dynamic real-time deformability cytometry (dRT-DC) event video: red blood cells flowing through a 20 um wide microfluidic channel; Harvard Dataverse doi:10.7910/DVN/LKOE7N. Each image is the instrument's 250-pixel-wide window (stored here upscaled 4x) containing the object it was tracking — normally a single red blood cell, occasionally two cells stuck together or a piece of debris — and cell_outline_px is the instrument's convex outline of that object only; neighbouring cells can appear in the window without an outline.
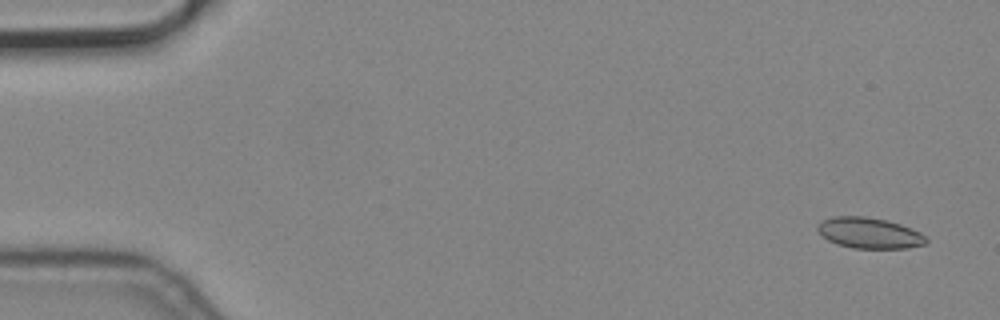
{"species": "common noctule bat (a hibernating species)", "species_latin": "Nyctalus noctula", "temperature_condition": "cold", "stored_images_in_passage": 5, "camera_frame_rate_fps": 3000, "um_per_image_px": 0.085, "animal": {"sex": "male", "body_mass_g": 19.2, "forearm_length_mm": 51.8}, "frame": {"image": 1, "passage_image": 1, "time_ms": 0.0, "image_size_px": [1000, 320], "cell_outline_px": [[928, 240], [924, 244], [908, 248], [852, 248], [836, 244], [828, 240], [816, 228], [824, 220], [832, 216], [864, 216], [888, 220], [900, 224], [920, 232]], "centroid_in_image_um": [73.9, 19.8], "position_along_channel_um": 11.1, "area_um2": 19.36}}